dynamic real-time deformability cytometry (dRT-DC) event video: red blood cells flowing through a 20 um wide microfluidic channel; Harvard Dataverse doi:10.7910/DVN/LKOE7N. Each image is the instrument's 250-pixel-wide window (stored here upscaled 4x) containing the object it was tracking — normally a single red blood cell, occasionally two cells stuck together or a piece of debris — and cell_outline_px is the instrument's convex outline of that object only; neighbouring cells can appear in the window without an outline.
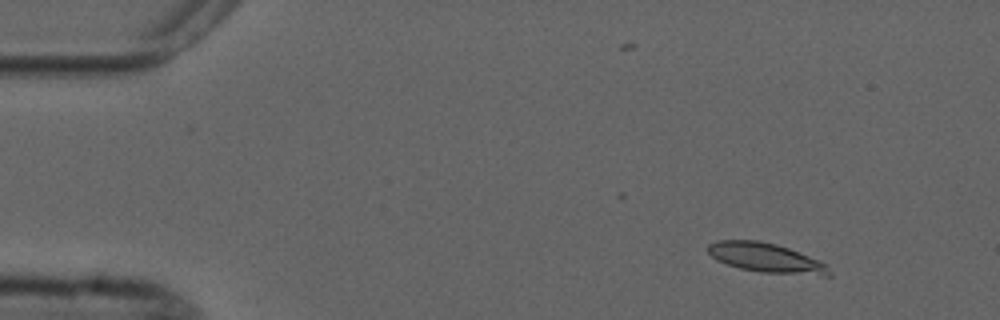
{"species": "common noctule bat (a hibernating species)", "species_latin": "Nyctalus noctula", "temperature_condition": "cold", "stored_images_in_passage": 3, "camera_frame_rate_fps": 3000, "um_per_image_px": 0.085, "animal": {"sex": "male", "forearm_length_mm": 52.5}, "frame": {"image": 1, "passage_image": 1, "time_ms": 0.0, "image_size_px": [1000, 320], "cell_outline_px": [[832, 276], [820, 276], [760, 272], [740, 268], [716, 260], [708, 252], [708, 244], [716, 240], [760, 240], [776, 244], [788, 248], [820, 260], [832, 272]], "centroid_in_image_um": [65.14, 21.92], "position_along_channel_um": 19.9, "area_um2": 20.92}}